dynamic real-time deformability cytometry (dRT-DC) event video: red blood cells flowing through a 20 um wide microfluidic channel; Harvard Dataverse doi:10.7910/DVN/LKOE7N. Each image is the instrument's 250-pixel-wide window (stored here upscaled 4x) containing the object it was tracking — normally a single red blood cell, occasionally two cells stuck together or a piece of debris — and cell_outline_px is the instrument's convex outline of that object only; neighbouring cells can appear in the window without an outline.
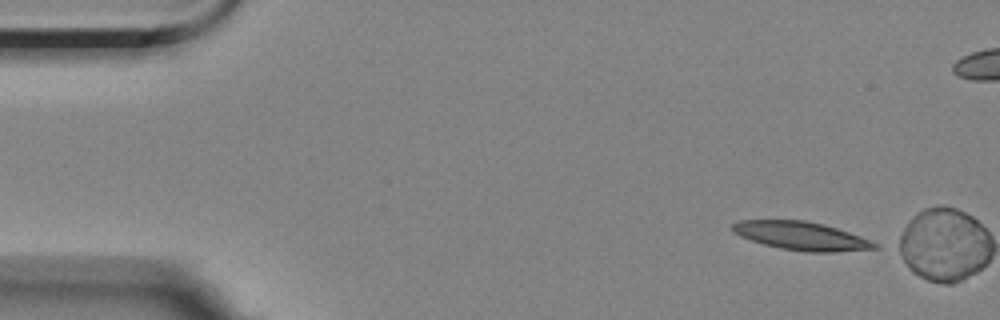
{"species": "Egyptian fruit bat (a non-hibernating species)", "species_latin": "Rousettus aegyptiacus", "temperature_condition": "room temperature", "stored_images_in_passage": 7, "camera_frame_rate_fps": 3000, "um_per_image_px": 0.085, "animal": {"sex": "female"}, "frame": {"image": 1, "passage_image": 1, "time_ms": 0.0, "image_size_px": [1000, 320], "cell_outline_px": [[880, 248], [836, 252], [808, 252], [784, 248], [764, 244], [740, 236], [732, 228], [732, 224], [740, 220], [804, 220], [824, 224], [860, 236], [880, 244]], "centroid_in_image_um": [68.17, 20.05], "position_along_channel_um": 16.8, "area_um2": 23.24}}